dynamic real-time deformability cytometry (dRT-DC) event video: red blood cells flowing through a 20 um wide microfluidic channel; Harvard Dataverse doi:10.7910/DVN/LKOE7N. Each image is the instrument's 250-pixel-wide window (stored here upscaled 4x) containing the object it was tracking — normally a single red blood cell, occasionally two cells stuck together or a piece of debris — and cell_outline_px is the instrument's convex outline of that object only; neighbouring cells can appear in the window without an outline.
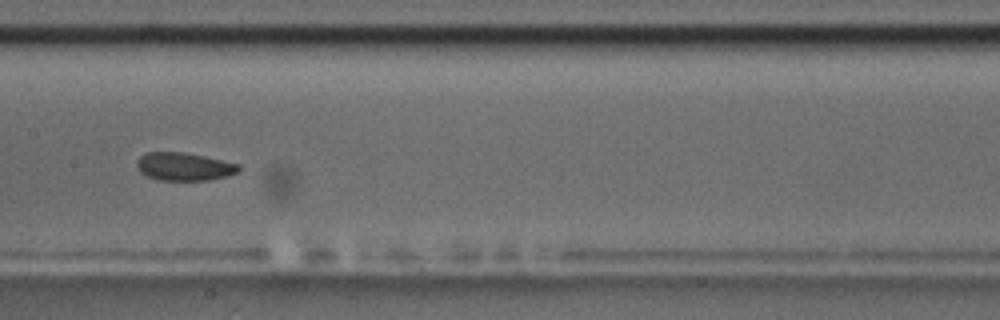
{"species": "common noctule bat (a hibernating species)", "species_latin": "Nyctalus noctula", "temperature_condition": "room temperature", "stored_images_in_passage": 9, "camera_frame_rate_fps": 3000, "um_per_image_px": 0.085, "animal": {"sex": "male", "body_mass_g": 17.5, "forearm_length_mm": 52.3}, "frame": {"image": 1, "passage_image": 7, "time_ms": 6.667, "image_size_px": [1000, 320], "cell_outline_px": [[240, 168], [236, 172], [228, 176], [208, 180], [160, 180], [148, 176], [140, 172], [136, 168], [136, 160], [140, 156], [148, 152], [184, 152], [204, 156], [240, 164]], "centroid_in_image_um": [15.63, 14.15], "position_along_channel_um": 191.8, "area_um2": 16.65}}